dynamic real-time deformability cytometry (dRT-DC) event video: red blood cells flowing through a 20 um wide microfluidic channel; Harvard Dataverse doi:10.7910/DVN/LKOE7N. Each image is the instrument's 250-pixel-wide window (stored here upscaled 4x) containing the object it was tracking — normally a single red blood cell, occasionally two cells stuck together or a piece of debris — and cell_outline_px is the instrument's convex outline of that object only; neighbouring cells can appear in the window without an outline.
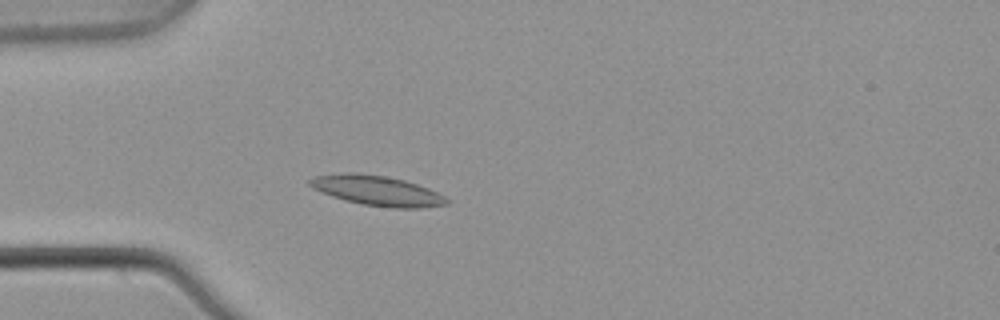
{"species": "common noctule bat (a hibernating species)", "species_latin": "Nyctalus noctula", "temperature_condition": "warm", "stored_images_in_passage": 3, "camera_frame_rate_fps": 3000, "um_per_image_px": 0.085, "animal": {"sex": "male", "body_mass_g": 21.5, "forearm_length_mm": 52.0}, "frame": {"image": 1, "passage_image": 3, "time_ms": 0.667, "image_size_px": [1000, 320], "cell_outline_px": [[448, 204], [420, 208], [392, 208], [364, 204], [344, 200], [332, 196], [312, 188], [308, 184], [308, 180], [316, 176], [344, 172], [356, 172], [384, 176], [404, 180], [428, 188], [444, 196], [448, 200]], "centroid_in_image_um": [32.03, 16.2], "position_along_channel_um": 53.0, "area_um2": 23.76}}